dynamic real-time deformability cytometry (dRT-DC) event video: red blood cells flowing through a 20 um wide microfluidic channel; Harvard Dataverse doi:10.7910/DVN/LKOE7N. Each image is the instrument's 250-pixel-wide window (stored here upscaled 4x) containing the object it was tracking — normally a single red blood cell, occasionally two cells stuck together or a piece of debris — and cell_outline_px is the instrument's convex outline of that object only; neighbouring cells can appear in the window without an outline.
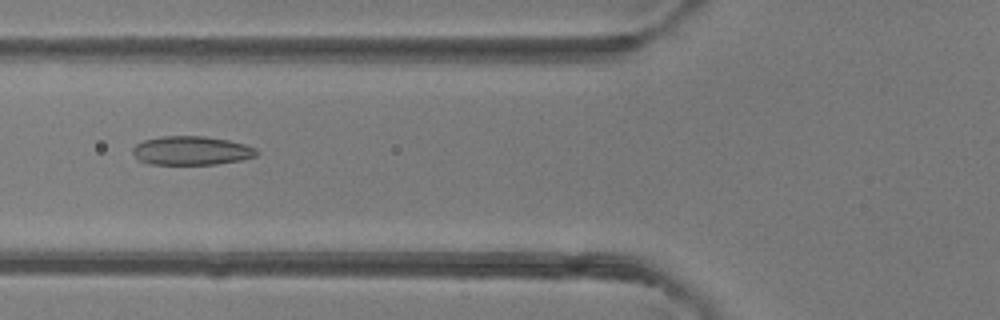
{"species": "common noctule bat (a hibernating species)", "species_latin": "Nyctalus noctula", "temperature_condition": "room temperature", "stored_images_in_passage": 48, "camera_frame_rate_fps": 3000, "um_per_image_px": 0.085, "animal": {"sex": "female"}, "frame": {"image": 1, "passage_image": 19, "time_ms": 6.0, "image_size_px": [1000, 320], "cell_outline_px": [[260, 152], [256, 156], [240, 160], [216, 164], [148, 164], [136, 160], [132, 152], [132, 148], [136, 144], [144, 140], [160, 136], [204, 136], [228, 140], [244, 144], [256, 148]], "centroid_in_image_um": [16.24, 12.8], "position_along_channel_um": 109.6, "area_um2": 20.98}}
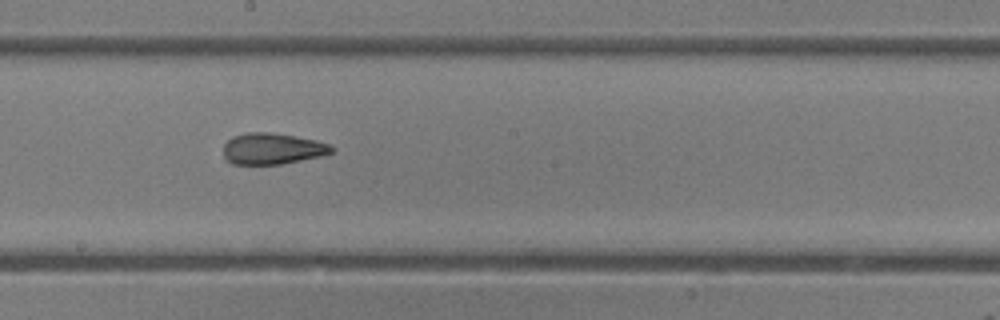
{"frame": {"image": 2, "passage_image": 27, "time_ms": 8.667, "image_size_px": [1000, 320], "cell_outline_px": [[332, 152], [320, 156], [280, 164], [232, 164], [224, 160], [224, 144], [232, 136], [248, 132], [268, 132], [296, 136], [316, 140], [328, 144], [332, 148]], "centroid_in_image_um": [23.09, 12.63], "position_along_channel_um": 225.1, "area_um2": 19.59}}
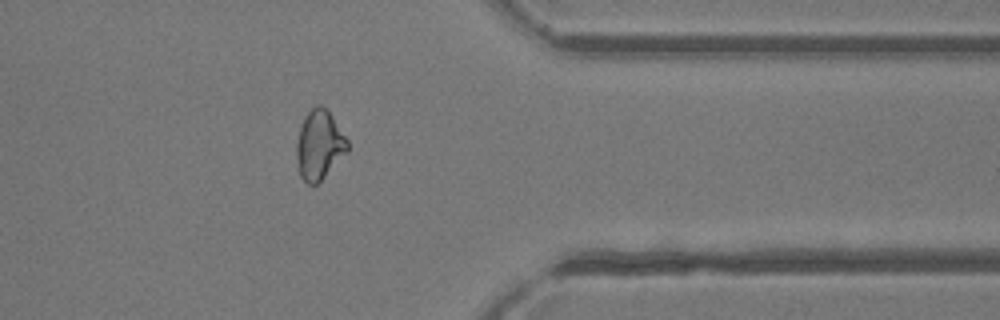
{"frame": {"image": 3, "passage_image": 39, "time_ms": 12.667, "image_size_px": [1000, 320], "cell_outline_px": [[348, 152], [316, 184], [308, 184], [300, 176], [296, 156], [296, 144], [300, 128], [308, 112], [316, 104], [320, 104], [328, 112], [348, 140]], "centroid_in_image_um": [27.13, 12.34], "position_along_channel_um": 384.3, "area_um2": 20.11}, "authors_computed_cell_mechanics": {"area_um2": 21.2704, "velocity_mm_per_s": 4.3213, "shape_relaxation_time_tau1_ms": null, "shape_relaxation_time_tau2_ms": 2.4, "deformation_change_tau1": null, "deformation_change_tau2": 0.1046}}